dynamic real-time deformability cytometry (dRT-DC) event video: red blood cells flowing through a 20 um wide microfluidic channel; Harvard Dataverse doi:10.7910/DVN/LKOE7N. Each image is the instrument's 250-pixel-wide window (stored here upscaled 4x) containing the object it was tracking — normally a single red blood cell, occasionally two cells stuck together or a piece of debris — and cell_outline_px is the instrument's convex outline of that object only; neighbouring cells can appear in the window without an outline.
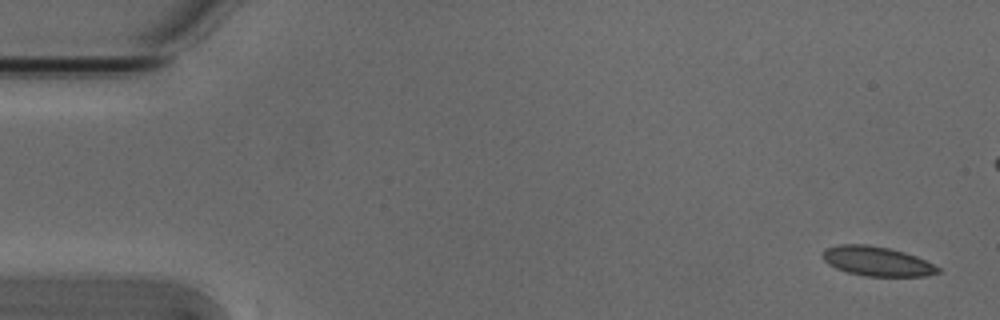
{"species": "Egyptian fruit bat (a non-hibernating species)", "species_latin": "Rousettus aegyptiacus", "temperature_condition": "cold", "stored_images_in_passage": 7, "camera_frame_rate_fps": 3000, "um_per_image_px": 0.085, "animal": {"sex": "male"}, "frame": {"image": 1, "passage_image": 1, "time_ms": 0.0, "image_size_px": [1000, 320], "cell_outline_px": [[940, 272], [928, 276], [864, 276], [848, 272], [836, 268], [828, 264], [820, 256], [820, 252], [824, 248], [840, 244], [868, 244], [888, 248], [904, 252], [916, 256], [940, 268]], "centroid_in_image_um": [74.48, 22.2], "position_along_channel_um": 10.5, "area_um2": 19.94}}
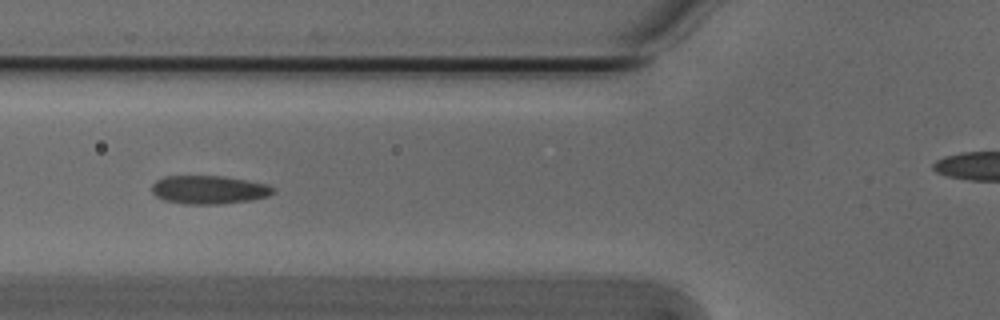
{"frame": {"image": 2, "passage_image": 6, "time_ms": 1.667, "image_size_px": [1000, 320], "cell_outline_px": [[276, 192], [268, 196], [252, 200], [220, 204], [184, 204], [164, 200], [156, 196], [152, 192], [152, 184], [156, 180], [164, 176], [224, 176], [248, 180], [268, 184], [276, 188]], "centroid_in_image_um": [17.79, 16.12], "position_along_channel_um": 108.0, "area_um2": 20.35}}